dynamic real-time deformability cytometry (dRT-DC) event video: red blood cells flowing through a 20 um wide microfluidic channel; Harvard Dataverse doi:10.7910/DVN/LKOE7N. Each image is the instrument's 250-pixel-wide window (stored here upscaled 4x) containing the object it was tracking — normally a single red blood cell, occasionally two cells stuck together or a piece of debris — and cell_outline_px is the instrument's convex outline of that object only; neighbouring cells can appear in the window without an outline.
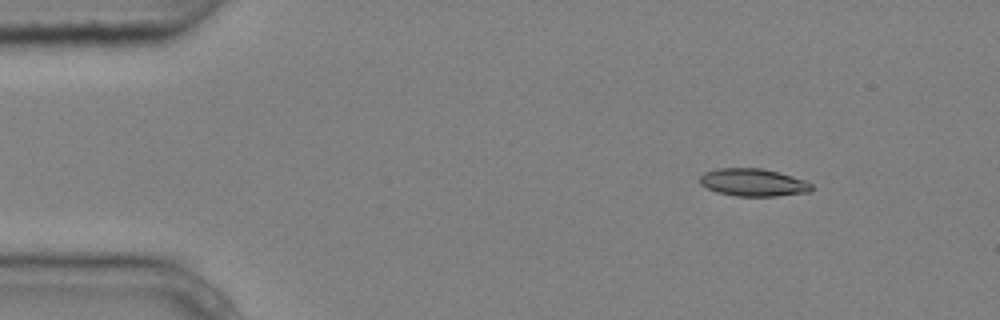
{"species": "common noctule bat (a hibernating species)", "species_latin": "Nyctalus noctula", "temperature_condition": "cold", "stored_images_in_passage": 4, "camera_frame_rate_fps": 3000, "um_per_image_px": 0.085, "animal": {"sex": "male", "body_mass_g": 20.4}, "frame": {"image": 1, "passage_image": 2, "time_ms": 0.333, "image_size_px": [1000, 320], "cell_outline_px": [[812, 192], [776, 196], [736, 196], [716, 192], [700, 184], [700, 176], [704, 172], [716, 168], [760, 168], [780, 172], [804, 180], [812, 184]], "centroid_in_image_um": [64.03, 15.51], "position_along_channel_um": 21.0, "area_um2": 18.09}}